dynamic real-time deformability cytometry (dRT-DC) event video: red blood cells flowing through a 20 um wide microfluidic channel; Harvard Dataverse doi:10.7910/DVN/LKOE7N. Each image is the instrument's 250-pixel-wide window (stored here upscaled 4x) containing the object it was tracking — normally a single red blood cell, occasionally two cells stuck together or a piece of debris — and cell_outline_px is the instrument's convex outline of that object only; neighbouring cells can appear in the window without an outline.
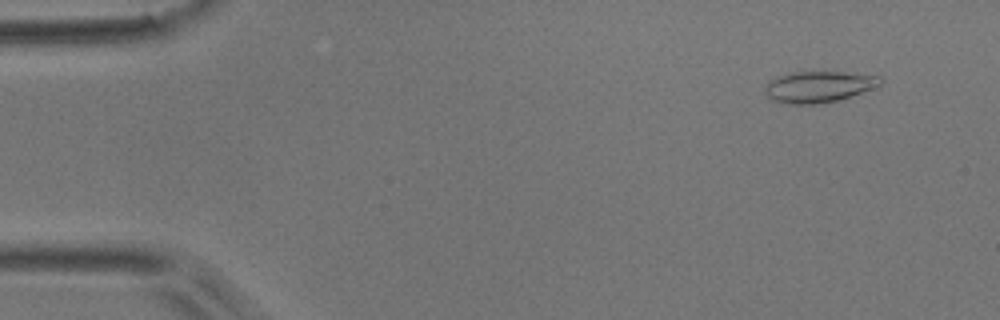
{"species": "common noctule bat (a hibernating species)", "species_latin": "Nyctalus noctula", "temperature_condition": "room temperature", "stored_images_in_passage": 48, "camera_frame_rate_fps": 3000, "um_per_image_px": 0.085, "animal": {"sex": "male", "body_mass_g": 17.9}, "frame": {"image": 1, "passage_image": 2, "time_ms": 0.333, "image_size_px": [1000, 320], "cell_outline_px": [[884, 80], [880, 88], [836, 100], [820, 104], [788, 104], [772, 100], [764, 92], [764, 84], [776, 76], [796, 72], [844, 72], [880, 76]], "centroid_in_image_um": [69.63, 7.37], "position_along_channel_um": 15.4, "area_um2": 21.39}}
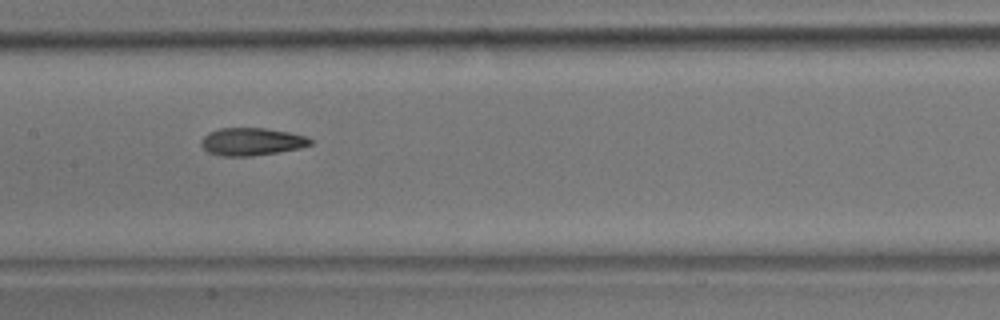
{"frame": {"image": 2, "passage_image": 24, "time_ms": 7.667, "image_size_px": [1000, 320], "cell_outline_px": [[312, 144], [300, 148], [252, 156], [224, 156], [208, 152], [200, 144], [200, 140], [208, 132], [220, 128], [264, 128], [288, 132], [304, 136], [312, 140]], "centroid_in_image_um": [21.35, 12.04], "position_along_channel_um": 186.0, "area_um2": 17.46}}
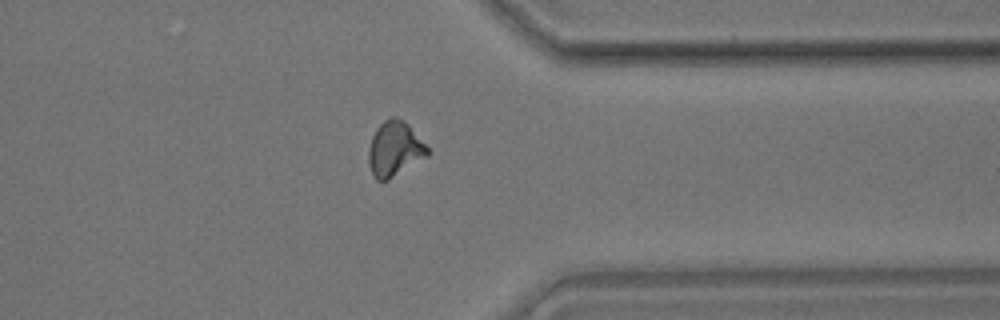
{"frame": {"image": 3, "passage_image": 40, "time_ms": 13.0, "image_size_px": [1000, 320], "cell_outline_px": [[432, 152], [428, 156], [388, 180], [376, 180], [372, 176], [368, 164], [368, 148], [372, 136], [376, 128], [384, 120], [392, 116], [396, 116], [404, 120], [408, 124]], "centroid_in_image_um": [33.54, 12.66], "position_along_channel_um": 377.9, "area_um2": 19.13}, "authors_computed_cell_mechanics": {"area_um2": 18.207, "velocity_mm_per_s": 3.7213, "shape_relaxation_time_tau1_ms": null, "shape_relaxation_time_tau2_ms": 3.6797, "deformation_change_tau1": null, "deformation_change_tau2": 0.1183}}